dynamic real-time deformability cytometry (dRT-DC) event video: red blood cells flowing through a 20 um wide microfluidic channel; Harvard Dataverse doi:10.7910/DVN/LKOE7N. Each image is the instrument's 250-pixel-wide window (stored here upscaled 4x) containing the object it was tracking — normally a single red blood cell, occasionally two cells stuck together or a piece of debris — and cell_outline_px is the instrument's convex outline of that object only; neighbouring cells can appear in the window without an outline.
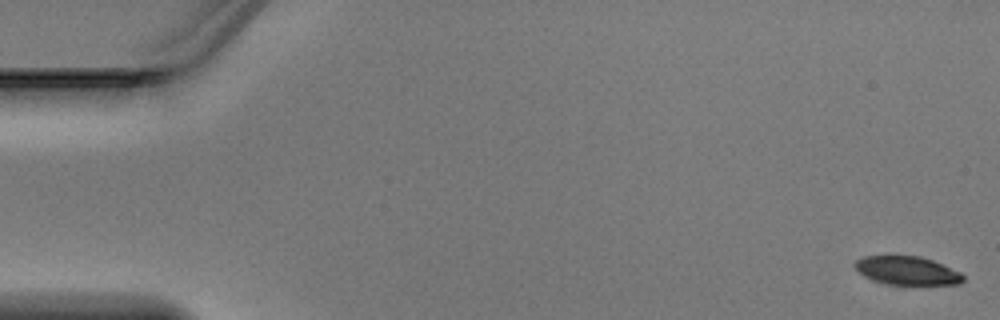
{"species": "Egyptian fruit bat (a non-hibernating species)", "species_latin": "Rousettus aegyptiacus", "temperature_condition": "warm", "stored_images_in_passage": 6, "camera_frame_rate_fps": 3000, "um_per_image_px": 0.085, "animal": {"sex": "male"}, "frame": {"image": 1, "passage_image": 1, "time_ms": 0.0, "image_size_px": [1000, 320], "cell_outline_px": [[964, 280], [960, 284], [920, 288], [884, 284], [872, 280], [856, 272], [852, 264], [860, 256], [888, 252], [920, 256], [932, 260], [960, 272], [964, 276]], "centroid_in_image_um": [77.04, 23.01], "position_along_channel_um": 8.0, "area_um2": 20.06}}
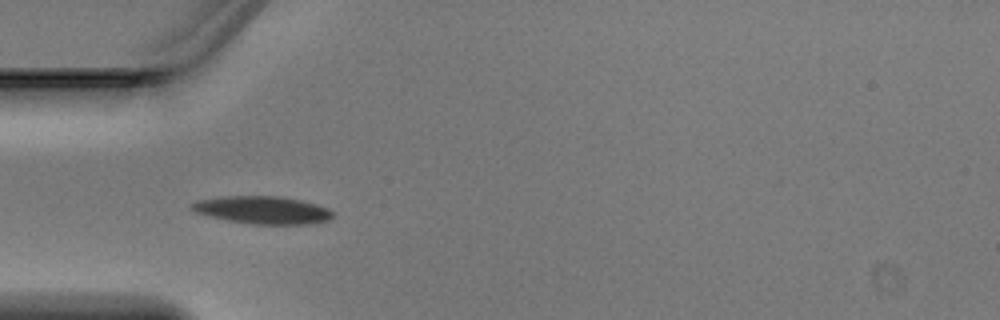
{"frame": {"image": 2, "passage_image": 5, "time_ms": 1.333, "image_size_px": [1000, 320], "cell_outline_px": [[332, 216], [328, 220], [308, 224], [252, 224], [228, 220], [208, 216], [196, 212], [188, 208], [188, 204], [196, 200], [224, 196], [280, 196], [300, 200], [316, 204], [328, 208], [332, 212]], "centroid_in_image_um": [22.25, 17.84], "position_along_channel_um": 62.7, "area_um2": 22.77}}
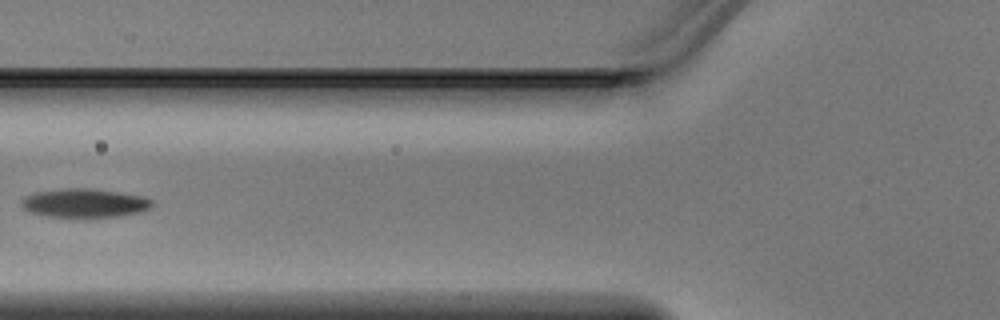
{"frame": {"image": 3, "passage_image": 6, "time_ms": 1.667, "image_size_px": [1000, 320], "cell_outline_px": [[152, 204], [148, 208], [140, 212], [120, 216], [44, 216], [28, 212], [20, 204], [20, 200], [24, 196], [36, 192], [60, 188], [88, 188], [144, 196], [152, 200]], "centroid_in_image_um": [7.12, 17.24], "position_along_channel_um": 118.7, "area_um2": 21.73}}